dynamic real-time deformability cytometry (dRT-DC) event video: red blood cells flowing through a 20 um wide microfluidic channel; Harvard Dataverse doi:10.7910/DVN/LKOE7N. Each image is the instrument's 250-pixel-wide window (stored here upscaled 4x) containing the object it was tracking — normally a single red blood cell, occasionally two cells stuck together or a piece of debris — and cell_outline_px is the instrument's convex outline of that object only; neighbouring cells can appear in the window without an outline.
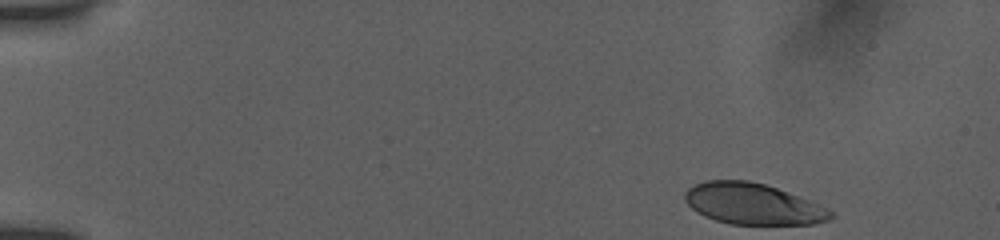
{"species": "human", "species_latin": "Homo sapiens", "temperature_condition": "room temperature", "stored_images_in_passage": 51, "camera_frame_rate_fps": 3000, "um_per_image_px": 0.085, "donor": {"sex": "female"}, "frame": {"image": 1, "passage_image": 1, "time_ms": 0.0, "image_size_px": [1000, 240], "cell_outline_px": [[836, 216], [828, 220], [812, 224], [728, 224], [704, 216], [696, 212], [684, 200], [684, 192], [688, 188], [704, 180], [748, 180], [764, 184], [776, 188], [808, 200], [832, 212]], "centroid_in_image_um": [63.93, 17.33], "position_along_channel_um": 21.1, "area_um2": 34.68}}
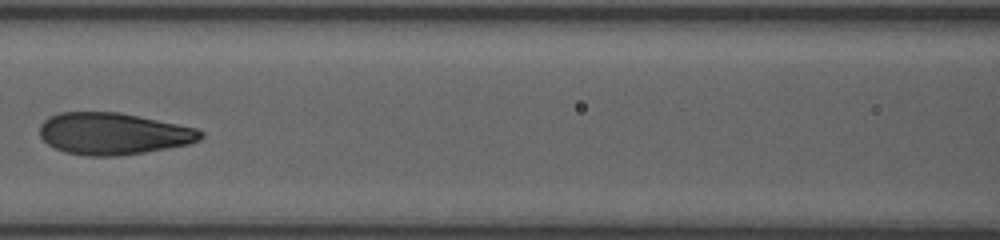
{"frame": {"image": 2, "passage_image": 22, "time_ms": 6.667, "image_size_px": [1000, 240], "cell_outline_px": [[204, 136], [200, 140], [188, 144], [144, 152], [116, 156], [88, 156], [64, 152], [48, 144], [40, 136], [40, 124], [48, 116], [60, 112], [120, 112], [196, 128], [204, 132]], "centroid_in_image_um": [9.61, 11.36], "position_along_channel_um": 157.0, "area_um2": 39.19}}
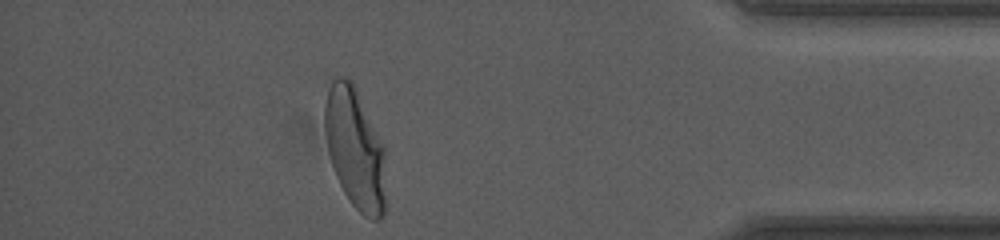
{"frame": {"image": 3, "passage_image": 44, "time_ms": 14.0, "image_size_px": [1000, 240], "cell_outline_px": [[384, 216], [380, 220], [372, 220], [364, 216], [352, 204], [344, 192], [336, 176], [328, 152], [324, 132], [324, 104], [328, 88], [332, 80], [336, 76], [344, 76], [352, 80], [356, 88], [384, 148]], "centroid_in_image_um": [30.14, 12.6], "position_along_channel_um": 405.1, "area_um2": 42.83}, "authors_computed_cell_mechanics": {"area_um2": 39.2462, "velocity_mm_per_s": 3.8473, "shape_relaxation_time_tau1_ms": 4.1676, "shape_relaxation_time_tau2_ms": null, "deformation_change_tau1": 0.1816, "deformation_change_tau2": null}}